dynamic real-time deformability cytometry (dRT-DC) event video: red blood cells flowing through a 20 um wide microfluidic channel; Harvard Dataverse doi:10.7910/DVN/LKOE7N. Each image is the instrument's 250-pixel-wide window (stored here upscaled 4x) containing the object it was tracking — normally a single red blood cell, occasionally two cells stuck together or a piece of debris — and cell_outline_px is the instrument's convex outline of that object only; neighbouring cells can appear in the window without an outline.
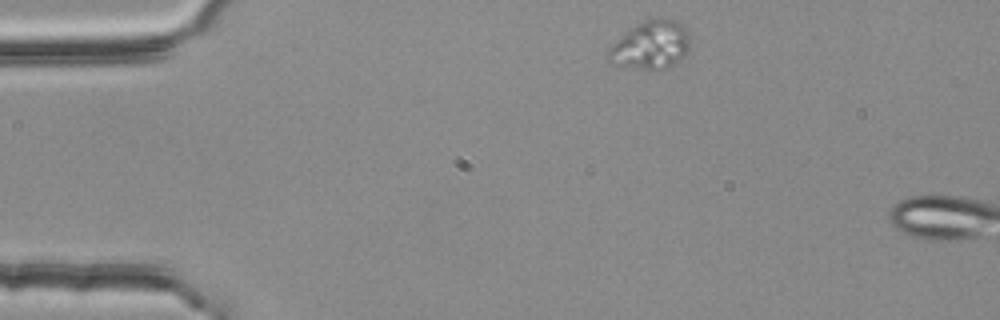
{"species": "common noctule bat (a hibernating species)", "species_latin": "Nyctalus noctula", "temperature_condition": "room temperature", "stored_images_in_passage": 3, "segment_of_instrument_passage": [1, 2], "camera_frame_rate_fps": 3000, "um_per_image_px": 0.085, "animal": {"sex": "female", "body_mass_g": 25.1}, "frame": {"image": 1, "passage_image": 1, "time_ms": 0.0, "image_size_px": [1000, 320], "cell_outline_px": [[688, 52], [676, 64], [668, 68], [644, 68], [612, 64], [604, 56], [608, 48], [620, 36], [636, 24], [644, 20], [660, 16], [676, 20], [684, 24], [688, 28]], "centroid_in_image_um": [55.32, 3.78], "position_along_channel_um": 29.7, "area_um2": 23.29}}